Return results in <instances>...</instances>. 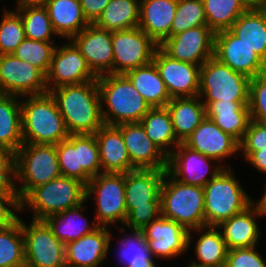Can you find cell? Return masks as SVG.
Returning <instances> with one entry per match:
<instances>
[{
	"label": "cell",
	"instance_id": "6da1fadb",
	"mask_svg": "<svg viewBox=\"0 0 266 267\" xmlns=\"http://www.w3.org/2000/svg\"><path fill=\"white\" fill-rule=\"evenodd\" d=\"M69 134H95L104 125L97 80L50 91Z\"/></svg>",
	"mask_w": 266,
	"mask_h": 267
},
{
	"label": "cell",
	"instance_id": "7a4b0ae2",
	"mask_svg": "<svg viewBox=\"0 0 266 267\" xmlns=\"http://www.w3.org/2000/svg\"><path fill=\"white\" fill-rule=\"evenodd\" d=\"M163 169H135L125 173L127 218L124 226L143 230L161 215Z\"/></svg>",
	"mask_w": 266,
	"mask_h": 267
},
{
	"label": "cell",
	"instance_id": "3957f363",
	"mask_svg": "<svg viewBox=\"0 0 266 267\" xmlns=\"http://www.w3.org/2000/svg\"><path fill=\"white\" fill-rule=\"evenodd\" d=\"M97 82L105 125L139 123L151 109L125 74H104Z\"/></svg>",
	"mask_w": 266,
	"mask_h": 267
},
{
	"label": "cell",
	"instance_id": "277c9868",
	"mask_svg": "<svg viewBox=\"0 0 266 267\" xmlns=\"http://www.w3.org/2000/svg\"><path fill=\"white\" fill-rule=\"evenodd\" d=\"M20 105L24 143L57 145L69 137L64 119L50 92L20 97Z\"/></svg>",
	"mask_w": 266,
	"mask_h": 267
},
{
	"label": "cell",
	"instance_id": "5b68a950",
	"mask_svg": "<svg viewBox=\"0 0 266 267\" xmlns=\"http://www.w3.org/2000/svg\"><path fill=\"white\" fill-rule=\"evenodd\" d=\"M86 202V184L60 175L48 183L33 188L21 200V213H31V219L44 220ZM26 210V211H25Z\"/></svg>",
	"mask_w": 266,
	"mask_h": 267
},
{
	"label": "cell",
	"instance_id": "8992f818",
	"mask_svg": "<svg viewBox=\"0 0 266 267\" xmlns=\"http://www.w3.org/2000/svg\"><path fill=\"white\" fill-rule=\"evenodd\" d=\"M229 166L203 187L206 226L217 227L253 203L252 195L243 189Z\"/></svg>",
	"mask_w": 266,
	"mask_h": 267
},
{
	"label": "cell",
	"instance_id": "52a82bcc",
	"mask_svg": "<svg viewBox=\"0 0 266 267\" xmlns=\"http://www.w3.org/2000/svg\"><path fill=\"white\" fill-rule=\"evenodd\" d=\"M60 175L56 145L24 143L15 153L13 185L20 200L33 188L48 183Z\"/></svg>",
	"mask_w": 266,
	"mask_h": 267
},
{
	"label": "cell",
	"instance_id": "ba28073f",
	"mask_svg": "<svg viewBox=\"0 0 266 267\" xmlns=\"http://www.w3.org/2000/svg\"><path fill=\"white\" fill-rule=\"evenodd\" d=\"M160 197L162 216L188 230L206 226L203 187L184 184L166 172Z\"/></svg>",
	"mask_w": 266,
	"mask_h": 267
},
{
	"label": "cell",
	"instance_id": "9c48e42d",
	"mask_svg": "<svg viewBox=\"0 0 266 267\" xmlns=\"http://www.w3.org/2000/svg\"><path fill=\"white\" fill-rule=\"evenodd\" d=\"M250 81L212 56L200 66L199 97L206 107L219 100L249 101Z\"/></svg>",
	"mask_w": 266,
	"mask_h": 267
},
{
	"label": "cell",
	"instance_id": "30bf717a",
	"mask_svg": "<svg viewBox=\"0 0 266 267\" xmlns=\"http://www.w3.org/2000/svg\"><path fill=\"white\" fill-rule=\"evenodd\" d=\"M90 199L94 201V218L100 226L123 225L127 218L125 173L102 172L92 177L86 184V201Z\"/></svg>",
	"mask_w": 266,
	"mask_h": 267
},
{
	"label": "cell",
	"instance_id": "8fae6325",
	"mask_svg": "<svg viewBox=\"0 0 266 267\" xmlns=\"http://www.w3.org/2000/svg\"><path fill=\"white\" fill-rule=\"evenodd\" d=\"M61 175L87 184L102 173L95 134H70L56 145Z\"/></svg>",
	"mask_w": 266,
	"mask_h": 267
},
{
	"label": "cell",
	"instance_id": "7c38bea8",
	"mask_svg": "<svg viewBox=\"0 0 266 267\" xmlns=\"http://www.w3.org/2000/svg\"><path fill=\"white\" fill-rule=\"evenodd\" d=\"M25 267H66L65 245L53 234L44 220L24 222Z\"/></svg>",
	"mask_w": 266,
	"mask_h": 267
},
{
	"label": "cell",
	"instance_id": "4fadbf2b",
	"mask_svg": "<svg viewBox=\"0 0 266 267\" xmlns=\"http://www.w3.org/2000/svg\"><path fill=\"white\" fill-rule=\"evenodd\" d=\"M113 74L127 72L153 61L159 47L141 28L112 31Z\"/></svg>",
	"mask_w": 266,
	"mask_h": 267
},
{
	"label": "cell",
	"instance_id": "5bb4252c",
	"mask_svg": "<svg viewBox=\"0 0 266 267\" xmlns=\"http://www.w3.org/2000/svg\"><path fill=\"white\" fill-rule=\"evenodd\" d=\"M224 168L217 160L191 149L183 142L167 156V173L188 185L204 187Z\"/></svg>",
	"mask_w": 266,
	"mask_h": 267
},
{
	"label": "cell",
	"instance_id": "9a60e30c",
	"mask_svg": "<svg viewBox=\"0 0 266 267\" xmlns=\"http://www.w3.org/2000/svg\"><path fill=\"white\" fill-rule=\"evenodd\" d=\"M48 92L41 70L13 54L0 55V93L23 97Z\"/></svg>",
	"mask_w": 266,
	"mask_h": 267
},
{
	"label": "cell",
	"instance_id": "2e32d148",
	"mask_svg": "<svg viewBox=\"0 0 266 267\" xmlns=\"http://www.w3.org/2000/svg\"><path fill=\"white\" fill-rule=\"evenodd\" d=\"M56 45L49 71L47 87L52 89L72 84L94 81L98 76L91 70L85 57L71 40Z\"/></svg>",
	"mask_w": 266,
	"mask_h": 267
},
{
	"label": "cell",
	"instance_id": "e0dca14e",
	"mask_svg": "<svg viewBox=\"0 0 266 267\" xmlns=\"http://www.w3.org/2000/svg\"><path fill=\"white\" fill-rule=\"evenodd\" d=\"M143 234L157 261L180 259L179 256L187 255L189 252V230L162 215L151 221L143 229Z\"/></svg>",
	"mask_w": 266,
	"mask_h": 267
},
{
	"label": "cell",
	"instance_id": "ac0fdd59",
	"mask_svg": "<svg viewBox=\"0 0 266 267\" xmlns=\"http://www.w3.org/2000/svg\"><path fill=\"white\" fill-rule=\"evenodd\" d=\"M215 33L201 25L167 38L159 47L171 58L202 65L214 56Z\"/></svg>",
	"mask_w": 266,
	"mask_h": 267
},
{
	"label": "cell",
	"instance_id": "d6986e66",
	"mask_svg": "<svg viewBox=\"0 0 266 267\" xmlns=\"http://www.w3.org/2000/svg\"><path fill=\"white\" fill-rule=\"evenodd\" d=\"M171 98L199 96L200 65L171 58L160 47L153 56Z\"/></svg>",
	"mask_w": 266,
	"mask_h": 267
},
{
	"label": "cell",
	"instance_id": "ffe728a7",
	"mask_svg": "<svg viewBox=\"0 0 266 267\" xmlns=\"http://www.w3.org/2000/svg\"><path fill=\"white\" fill-rule=\"evenodd\" d=\"M214 57L249 78L266 71V63L230 30L215 33Z\"/></svg>",
	"mask_w": 266,
	"mask_h": 267
},
{
	"label": "cell",
	"instance_id": "44dd1931",
	"mask_svg": "<svg viewBox=\"0 0 266 267\" xmlns=\"http://www.w3.org/2000/svg\"><path fill=\"white\" fill-rule=\"evenodd\" d=\"M112 227L100 226L93 233L65 245L66 267H102L112 251ZM113 233V234H112Z\"/></svg>",
	"mask_w": 266,
	"mask_h": 267
},
{
	"label": "cell",
	"instance_id": "7402d4cb",
	"mask_svg": "<svg viewBox=\"0 0 266 267\" xmlns=\"http://www.w3.org/2000/svg\"><path fill=\"white\" fill-rule=\"evenodd\" d=\"M183 143L191 149L217 160L225 168H229L225 164L227 163L226 159L233 158L240 153L239 142L230 134L223 132L207 117Z\"/></svg>",
	"mask_w": 266,
	"mask_h": 267
},
{
	"label": "cell",
	"instance_id": "603a6c76",
	"mask_svg": "<svg viewBox=\"0 0 266 267\" xmlns=\"http://www.w3.org/2000/svg\"><path fill=\"white\" fill-rule=\"evenodd\" d=\"M97 75L113 74L111 31L89 24L70 39Z\"/></svg>",
	"mask_w": 266,
	"mask_h": 267
},
{
	"label": "cell",
	"instance_id": "cb8c5ba5",
	"mask_svg": "<svg viewBox=\"0 0 266 267\" xmlns=\"http://www.w3.org/2000/svg\"><path fill=\"white\" fill-rule=\"evenodd\" d=\"M116 127L122 133L135 169L167 170V155L150 139L140 123H123Z\"/></svg>",
	"mask_w": 266,
	"mask_h": 267
},
{
	"label": "cell",
	"instance_id": "d4e9b609",
	"mask_svg": "<svg viewBox=\"0 0 266 267\" xmlns=\"http://www.w3.org/2000/svg\"><path fill=\"white\" fill-rule=\"evenodd\" d=\"M262 215L253 202L242 212L221 222L217 228L220 230L228 250L234 248H250L258 246L262 231L257 219Z\"/></svg>",
	"mask_w": 266,
	"mask_h": 267
},
{
	"label": "cell",
	"instance_id": "484cf974",
	"mask_svg": "<svg viewBox=\"0 0 266 267\" xmlns=\"http://www.w3.org/2000/svg\"><path fill=\"white\" fill-rule=\"evenodd\" d=\"M178 0H140L138 27L157 45L170 37Z\"/></svg>",
	"mask_w": 266,
	"mask_h": 267
},
{
	"label": "cell",
	"instance_id": "4316f807",
	"mask_svg": "<svg viewBox=\"0 0 266 267\" xmlns=\"http://www.w3.org/2000/svg\"><path fill=\"white\" fill-rule=\"evenodd\" d=\"M193 233H196V235L199 236H194ZM192 245L194 251L193 254L196 255V259L195 257L190 256V258H192L189 260L191 263L209 267L225 266L228 248L217 227L205 226L189 230L188 250H190Z\"/></svg>",
	"mask_w": 266,
	"mask_h": 267
},
{
	"label": "cell",
	"instance_id": "83f0119b",
	"mask_svg": "<svg viewBox=\"0 0 266 267\" xmlns=\"http://www.w3.org/2000/svg\"><path fill=\"white\" fill-rule=\"evenodd\" d=\"M95 137L99 146L102 172L127 173L135 170L122 133L116 126L104 124L95 132Z\"/></svg>",
	"mask_w": 266,
	"mask_h": 267
},
{
	"label": "cell",
	"instance_id": "f1b7e54d",
	"mask_svg": "<svg viewBox=\"0 0 266 267\" xmlns=\"http://www.w3.org/2000/svg\"><path fill=\"white\" fill-rule=\"evenodd\" d=\"M249 101H216L206 107V117L239 143L251 121Z\"/></svg>",
	"mask_w": 266,
	"mask_h": 267
},
{
	"label": "cell",
	"instance_id": "f546056e",
	"mask_svg": "<svg viewBox=\"0 0 266 267\" xmlns=\"http://www.w3.org/2000/svg\"><path fill=\"white\" fill-rule=\"evenodd\" d=\"M87 208L85 202H83L76 207L52 214L44 219V221L52 229L53 234L66 245L84 235L93 233L100 227L95 218L90 222L85 217L83 212Z\"/></svg>",
	"mask_w": 266,
	"mask_h": 267
},
{
	"label": "cell",
	"instance_id": "4dcf8cb0",
	"mask_svg": "<svg viewBox=\"0 0 266 267\" xmlns=\"http://www.w3.org/2000/svg\"><path fill=\"white\" fill-rule=\"evenodd\" d=\"M44 7L54 31L63 40H70L90 24L79 0H50Z\"/></svg>",
	"mask_w": 266,
	"mask_h": 267
},
{
	"label": "cell",
	"instance_id": "1f68e13d",
	"mask_svg": "<svg viewBox=\"0 0 266 267\" xmlns=\"http://www.w3.org/2000/svg\"><path fill=\"white\" fill-rule=\"evenodd\" d=\"M165 107L170 113L174 133L180 142H184L206 117V106L199 96L171 98Z\"/></svg>",
	"mask_w": 266,
	"mask_h": 267
},
{
	"label": "cell",
	"instance_id": "d6a6232c",
	"mask_svg": "<svg viewBox=\"0 0 266 267\" xmlns=\"http://www.w3.org/2000/svg\"><path fill=\"white\" fill-rule=\"evenodd\" d=\"M229 30L266 63V8L246 10Z\"/></svg>",
	"mask_w": 266,
	"mask_h": 267
},
{
	"label": "cell",
	"instance_id": "836d02e7",
	"mask_svg": "<svg viewBox=\"0 0 266 267\" xmlns=\"http://www.w3.org/2000/svg\"><path fill=\"white\" fill-rule=\"evenodd\" d=\"M125 75L151 108L165 107L171 100L164 81L153 61L135 68Z\"/></svg>",
	"mask_w": 266,
	"mask_h": 267
},
{
	"label": "cell",
	"instance_id": "e575fe53",
	"mask_svg": "<svg viewBox=\"0 0 266 267\" xmlns=\"http://www.w3.org/2000/svg\"><path fill=\"white\" fill-rule=\"evenodd\" d=\"M20 97L0 93V146L14 153L24 144Z\"/></svg>",
	"mask_w": 266,
	"mask_h": 267
},
{
	"label": "cell",
	"instance_id": "d590c367",
	"mask_svg": "<svg viewBox=\"0 0 266 267\" xmlns=\"http://www.w3.org/2000/svg\"><path fill=\"white\" fill-rule=\"evenodd\" d=\"M139 123L167 156L181 143L174 133L171 116L166 107L151 108Z\"/></svg>",
	"mask_w": 266,
	"mask_h": 267
},
{
	"label": "cell",
	"instance_id": "8d00e7d4",
	"mask_svg": "<svg viewBox=\"0 0 266 267\" xmlns=\"http://www.w3.org/2000/svg\"><path fill=\"white\" fill-rule=\"evenodd\" d=\"M140 0H111L94 23L107 31H120L138 27Z\"/></svg>",
	"mask_w": 266,
	"mask_h": 267
},
{
	"label": "cell",
	"instance_id": "74e56055",
	"mask_svg": "<svg viewBox=\"0 0 266 267\" xmlns=\"http://www.w3.org/2000/svg\"><path fill=\"white\" fill-rule=\"evenodd\" d=\"M119 232L123 235L119 237L117 261L120 262L121 267H128L130 264L139 263H156L155 257L148 248V243L141 229L128 228L121 225L116 226ZM128 230L129 233H128ZM127 231V232H126ZM126 232V233H125ZM124 236V237H123Z\"/></svg>",
	"mask_w": 266,
	"mask_h": 267
},
{
	"label": "cell",
	"instance_id": "f35d334b",
	"mask_svg": "<svg viewBox=\"0 0 266 267\" xmlns=\"http://www.w3.org/2000/svg\"><path fill=\"white\" fill-rule=\"evenodd\" d=\"M14 9L22 18L25 38L43 42H56L55 36L61 39L54 31L44 6H16Z\"/></svg>",
	"mask_w": 266,
	"mask_h": 267
},
{
	"label": "cell",
	"instance_id": "ab89813d",
	"mask_svg": "<svg viewBox=\"0 0 266 267\" xmlns=\"http://www.w3.org/2000/svg\"><path fill=\"white\" fill-rule=\"evenodd\" d=\"M0 267H25L21 217L15 223L0 228Z\"/></svg>",
	"mask_w": 266,
	"mask_h": 267
},
{
	"label": "cell",
	"instance_id": "60d3db41",
	"mask_svg": "<svg viewBox=\"0 0 266 267\" xmlns=\"http://www.w3.org/2000/svg\"><path fill=\"white\" fill-rule=\"evenodd\" d=\"M207 26L214 32L229 30L246 9L239 0H202Z\"/></svg>",
	"mask_w": 266,
	"mask_h": 267
},
{
	"label": "cell",
	"instance_id": "b9f144b4",
	"mask_svg": "<svg viewBox=\"0 0 266 267\" xmlns=\"http://www.w3.org/2000/svg\"><path fill=\"white\" fill-rule=\"evenodd\" d=\"M56 45V42L25 38L12 54L22 61L31 63L47 75Z\"/></svg>",
	"mask_w": 266,
	"mask_h": 267
},
{
	"label": "cell",
	"instance_id": "7bdbcfd3",
	"mask_svg": "<svg viewBox=\"0 0 266 267\" xmlns=\"http://www.w3.org/2000/svg\"><path fill=\"white\" fill-rule=\"evenodd\" d=\"M25 39V32L20 14L6 8L2 10L0 20V55L12 54Z\"/></svg>",
	"mask_w": 266,
	"mask_h": 267
},
{
	"label": "cell",
	"instance_id": "ee69618b",
	"mask_svg": "<svg viewBox=\"0 0 266 267\" xmlns=\"http://www.w3.org/2000/svg\"><path fill=\"white\" fill-rule=\"evenodd\" d=\"M201 25H207L203 1L178 0L170 37Z\"/></svg>",
	"mask_w": 266,
	"mask_h": 267
},
{
	"label": "cell",
	"instance_id": "f6af8a7d",
	"mask_svg": "<svg viewBox=\"0 0 266 267\" xmlns=\"http://www.w3.org/2000/svg\"><path fill=\"white\" fill-rule=\"evenodd\" d=\"M248 106L251 119L266 124V71L251 78Z\"/></svg>",
	"mask_w": 266,
	"mask_h": 267
},
{
	"label": "cell",
	"instance_id": "bcb514c9",
	"mask_svg": "<svg viewBox=\"0 0 266 267\" xmlns=\"http://www.w3.org/2000/svg\"><path fill=\"white\" fill-rule=\"evenodd\" d=\"M243 162L254 152L266 148V124L250 121L243 140L239 143Z\"/></svg>",
	"mask_w": 266,
	"mask_h": 267
},
{
	"label": "cell",
	"instance_id": "7dc6e473",
	"mask_svg": "<svg viewBox=\"0 0 266 267\" xmlns=\"http://www.w3.org/2000/svg\"><path fill=\"white\" fill-rule=\"evenodd\" d=\"M258 246L228 250L225 267H266Z\"/></svg>",
	"mask_w": 266,
	"mask_h": 267
},
{
	"label": "cell",
	"instance_id": "c3c4849f",
	"mask_svg": "<svg viewBox=\"0 0 266 267\" xmlns=\"http://www.w3.org/2000/svg\"><path fill=\"white\" fill-rule=\"evenodd\" d=\"M19 212L21 200L17 191H0V228L15 223L20 217Z\"/></svg>",
	"mask_w": 266,
	"mask_h": 267
},
{
	"label": "cell",
	"instance_id": "681fc988",
	"mask_svg": "<svg viewBox=\"0 0 266 267\" xmlns=\"http://www.w3.org/2000/svg\"><path fill=\"white\" fill-rule=\"evenodd\" d=\"M0 176L8 184H14L15 153L4 146H0Z\"/></svg>",
	"mask_w": 266,
	"mask_h": 267
},
{
	"label": "cell",
	"instance_id": "f907efd6",
	"mask_svg": "<svg viewBox=\"0 0 266 267\" xmlns=\"http://www.w3.org/2000/svg\"><path fill=\"white\" fill-rule=\"evenodd\" d=\"M84 16L90 24H94L111 0H79Z\"/></svg>",
	"mask_w": 266,
	"mask_h": 267
},
{
	"label": "cell",
	"instance_id": "816d5d0a",
	"mask_svg": "<svg viewBox=\"0 0 266 267\" xmlns=\"http://www.w3.org/2000/svg\"><path fill=\"white\" fill-rule=\"evenodd\" d=\"M245 161L259 174L266 176V148L254 151Z\"/></svg>",
	"mask_w": 266,
	"mask_h": 267
},
{
	"label": "cell",
	"instance_id": "f5cc1de1",
	"mask_svg": "<svg viewBox=\"0 0 266 267\" xmlns=\"http://www.w3.org/2000/svg\"><path fill=\"white\" fill-rule=\"evenodd\" d=\"M246 10H260L266 8V0H239Z\"/></svg>",
	"mask_w": 266,
	"mask_h": 267
},
{
	"label": "cell",
	"instance_id": "db71d44e",
	"mask_svg": "<svg viewBox=\"0 0 266 267\" xmlns=\"http://www.w3.org/2000/svg\"><path fill=\"white\" fill-rule=\"evenodd\" d=\"M266 182V181H265ZM262 193V196L259 198L260 200H253V202L256 204L258 207L260 214L262 215V218H266V184H265V189Z\"/></svg>",
	"mask_w": 266,
	"mask_h": 267
},
{
	"label": "cell",
	"instance_id": "11a10c76",
	"mask_svg": "<svg viewBox=\"0 0 266 267\" xmlns=\"http://www.w3.org/2000/svg\"><path fill=\"white\" fill-rule=\"evenodd\" d=\"M50 0H16L14 6H45Z\"/></svg>",
	"mask_w": 266,
	"mask_h": 267
},
{
	"label": "cell",
	"instance_id": "9f6ffc18",
	"mask_svg": "<svg viewBox=\"0 0 266 267\" xmlns=\"http://www.w3.org/2000/svg\"><path fill=\"white\" fill-rule=\"evenodd\" d=\"M0 191H16L13 184H8L1 176H0Z\"/></svg>",
	"mask_w": 266,
	"mask_h": 267
},
{
	"label": "cell",
	"instance_id": "6f0895ef",
	"mask_svg": "<svg viewBox=\"0 0 266 267\" xmlns=\"http://www.w3.org/2000/svg\"><path fill=\"white\" fill-rule=\"evenodd\" d=\"M158 263H139V264H130L128 267H158Z\"/></svg>",
	"mask_w": 266,
	"mask_h": 267
},
{
	"label": "cell",
	"instance_id": "680465c9",
	"mask_svg": "<svg viewBox=\"0 0 266 267\" xmlns=\"http://www.w3.org/2000/svg\"><path fill=\"white\" fill-rule=\"evenodd\" d=\"M185 267H209V266H199V265H196V264L189 262V264L186 265ZM223 267H225V266H223Z\"/></svg>",
	"mask_w": 266,
	"mask_h": 267
}]
</instances>
